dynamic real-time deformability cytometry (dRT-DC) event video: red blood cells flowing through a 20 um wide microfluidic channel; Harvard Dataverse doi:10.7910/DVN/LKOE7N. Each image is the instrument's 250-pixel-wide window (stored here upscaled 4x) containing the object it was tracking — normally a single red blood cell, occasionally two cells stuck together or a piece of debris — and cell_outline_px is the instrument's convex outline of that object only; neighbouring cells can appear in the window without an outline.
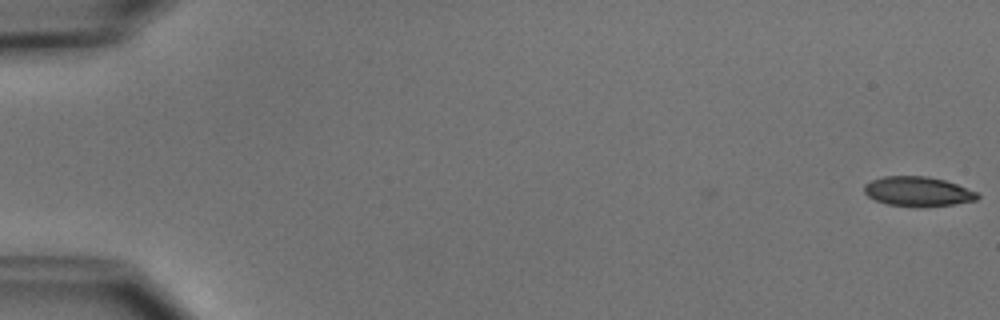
{"species": "common noctule bat (a hibernating species)", "species_latin": "Nyctalus noctula", "temperature_condition": "cold", "stored_images_in_passage": 7, "camera_frame_rate_fps": 3000, "um_per_image_px": 0.085, "animal": {"sex": "male", "body_mass_g": 15.6}, "frame": {"image": 1, "passage_image": 1, "time_ms": 0.0, "image_size_px": [1000, 320], "cell_outline_px": [[980, 196], [976, 200], [952, 204], [920, 208], [888, 204], [876, 200], [868, 196], [864, 192], [864, 184], [872, 180], [884, 176], [928, 176], [944, 180], [956, 184], [976, 192]], "centroid_in_image_um": [78.0, 16.28], "position_along_channel_um": 7.0, "area_um2": 19.54}}
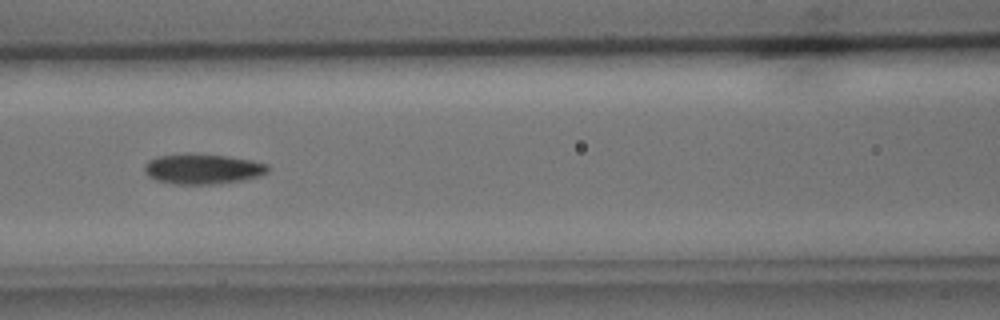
{"frame": {"image": 2, "passage_image": 5, "time_ms": 7.667, "image_size_px": [1000, 320], "cell_outline_px": [[268, 172], [260, 176], [244, 180], [212, 184], [172, 184], [156, 180], [148, 176], [144, 172], [144, 164], [148, 160], [156, 156], [184, 152], [192, 152], [228, 156], [252, 160], [268, 164]], "centroid_in_image_um": [17.19, 14.33], "position_along_channel_um": 149.4, "area_um2": 22.31}}
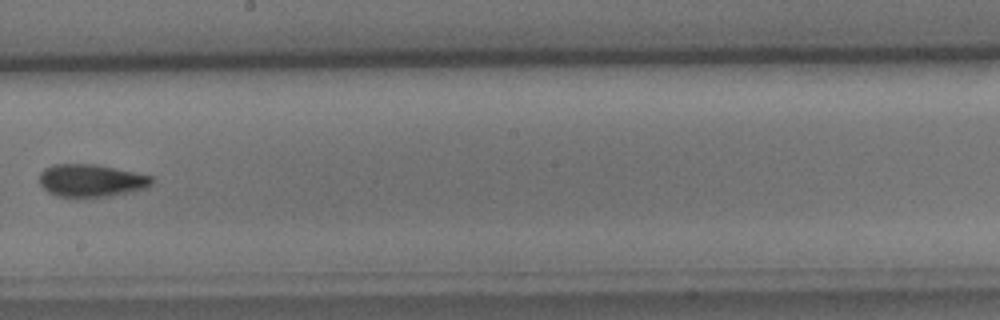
{"frame": {"image": 3, "passage_image": 7, "time_ms": 10.0, "image_size_px": [1000, 320], "cell_outline_px": [[156, 180], [148, 188], [112, 196], [56, 196], [48, 192], [40, 184], [40, 172], [44, 168], [52, 164], [96, 164], [152, 176]], "centroid_in_image_um": [7.78, 15.34], "position_along_channel_um": 240.4, "area_um2": 21.39}}